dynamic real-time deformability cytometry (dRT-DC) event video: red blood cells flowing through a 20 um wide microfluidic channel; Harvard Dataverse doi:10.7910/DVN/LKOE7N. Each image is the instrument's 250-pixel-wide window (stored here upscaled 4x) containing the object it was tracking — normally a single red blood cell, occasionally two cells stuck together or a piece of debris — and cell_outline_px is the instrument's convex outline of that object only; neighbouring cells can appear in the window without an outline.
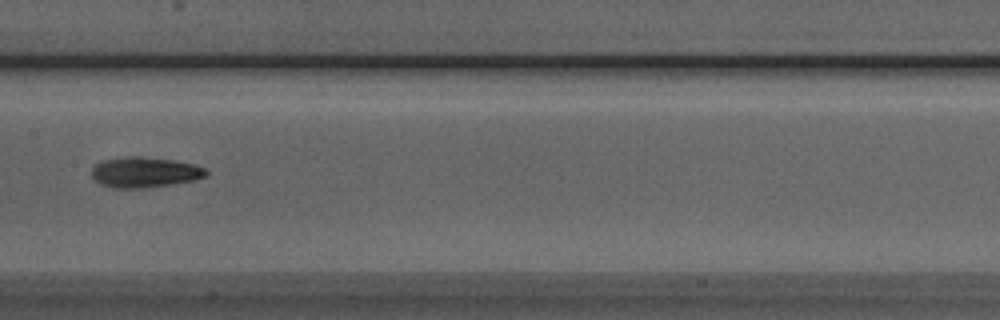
{"species": "Egyptian fruit bat (a non-hibernating species)", "species_latin": "Rousettus aegyptiacus", "temperature_condition": "room temperature", "stored_images_in_passage": 7, "camera_frame_rate_fps": 3000, "um_per_image_px": 0.085, "animal": {"sex": "male"}, "frame": {"image": 1, "passage_image": 7, "time_ms": 7.667, "image_size_px": [1000, 320], "cell_outline_px": [[208, 176], [196, 180], [144, 188], [112, 188], [100, 184], [92, 176], [92, 168], [96, 164], [104, 160], [128, 156], [140, 156], [172, 160], [192, 164], [204, 168], [208, 172]], "centroid_in_image_um": [12.3, 14.65], "position_along_channel_um": 195.1, "area_um2": 20.23}}